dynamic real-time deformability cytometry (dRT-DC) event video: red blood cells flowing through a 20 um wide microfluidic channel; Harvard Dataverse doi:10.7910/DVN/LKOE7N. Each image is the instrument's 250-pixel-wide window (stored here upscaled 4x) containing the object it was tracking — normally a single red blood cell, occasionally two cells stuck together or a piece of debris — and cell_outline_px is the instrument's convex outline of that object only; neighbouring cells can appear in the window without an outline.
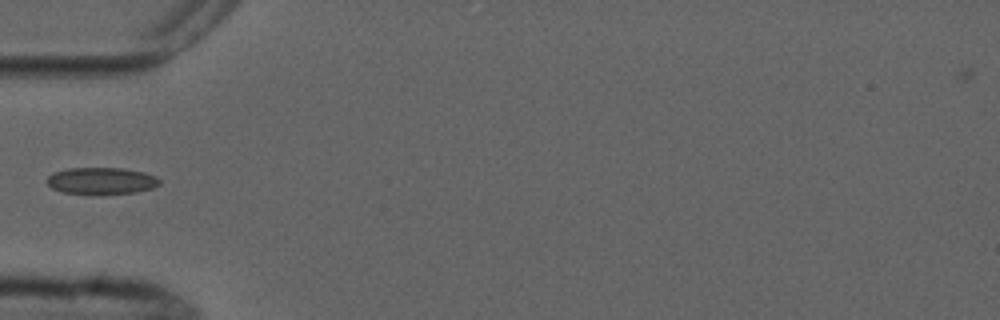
{"species": "common noctule bat (a hibernating species)", "species_latin": "Nyctalus noctula", "temperature_condition": "cold", "stored_images_in_passage": 6, "camera_frame_rate_fps": 3000, "um_per_image_px": 0.085, "animal": {"sex": "male", "forearm_length_mm": 52.5}, "frame": {"image": 1, "passage_image": 5, "time_ms": 5.667, "image_size_px": [1000, 320], "cell_outline_px": [[160, 184], [152, 188], [136, 192], [100, 196], [60, 192], [52, 188], [44, 180], [52, 172], [68, 168], [120, 168], [144, 172], [156, 176], [160, 180]], "centroid_in_image_um": [8.58, 15.4], "position_along_channel_um": 76.4, "area_um2": 18.21}}
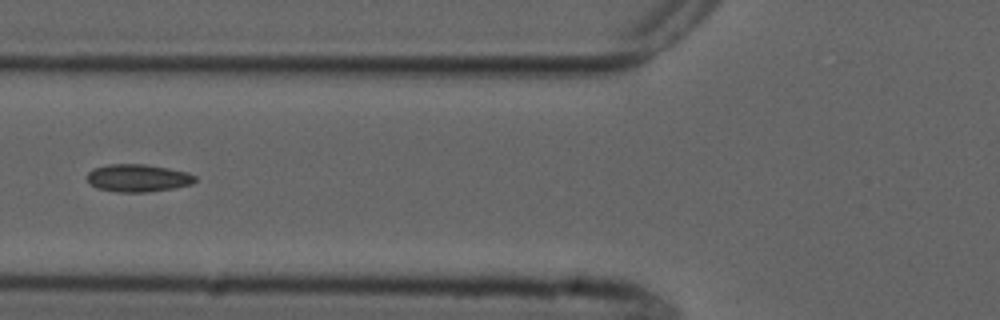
{"frame": {"image": 2, "passage_image": 6, "time_ms": 6.667, "image_size_px": [1000, 320], "cell_outline_px": [[196, 180], [192, 184], [172, 188], [148, 192], [116, 192], [96, 188], [88, 180], [88, 172], [92, 168], [108, 164], [144, 164], [168, 168], [188, 172], [196, 176]], "centroid_in_image_um": [11.72, 15.13], "position_along_channel_um": 114.1, "area_um2": 17.4}}